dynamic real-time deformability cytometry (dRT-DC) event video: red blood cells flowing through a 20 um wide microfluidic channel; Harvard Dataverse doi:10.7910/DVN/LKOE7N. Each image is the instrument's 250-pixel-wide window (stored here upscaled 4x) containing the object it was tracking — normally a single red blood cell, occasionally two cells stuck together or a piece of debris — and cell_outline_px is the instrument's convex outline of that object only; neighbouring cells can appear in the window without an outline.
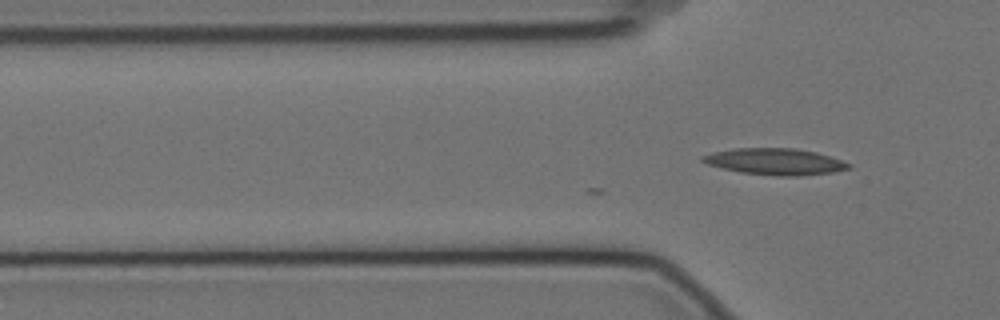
{"species": "Egyptian fruit bat (a non-hibernating species)", "species_latin": "Rousettus aegyptiacus", "temperature_condition": "cold", "stored_images_in_passage": 12, "camera_frame_rate_fps": 3000, "um_per_image_px": 0.085, "animal": {"sex": "female"}, "frame": {"image": 1, "passage_image": 12, "time_ms": 3.667, "image_size_px": [1000, 320], "cell_outline_px": [[852, 168], [832, 172], [800, 176], [776, 176], [740, 172], [708, 164], [700, 160], [700, 156], [712, 152], [732, 148], [796, 148], [816, 152], [852, 164]], "centroid_in_image_um": [65.87, 13.73], "position_along_channel_um": 59.9, "area_um2": 22.54}}